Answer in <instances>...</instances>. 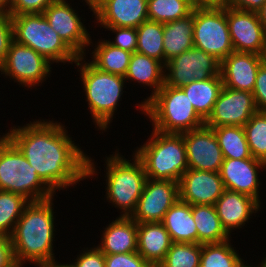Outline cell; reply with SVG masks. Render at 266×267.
Returning a JSON list of instances; mask_svg holds the SVG:
<instances>
[{
  "label": "cell",
  "instance_id": "cell-1",
  "mask_svg": "<svg viewBox=\"0 0 266 267\" xmlns=\"http://www.w3.org/2000/svg\"><path fill=\"white\" fill-rule=\"evenodd\" d=\"M56 194L97 175L94 159L76 145L61 122L36 120L4 134Z\"/></svg>",
  "mask_w": 266,
  "mask_h": 267
},
{
  "label": "cell",
  "instance_id": "cell-2",
  "mask_svg": "<svg viewBox=\"0 0 266 267\" xmlns=\"http://www.w3.org/2000/svg\"><path fill=\"white\" fill-rule=\"evenodd\" d=\"M54 197L30 201L10 236L16 265L29 262L37 267L59 264L54 257Z\"/></svg>",
  "mask_w": 266,
  "mask_h": 267
},
{
  "label": "cell",
  "instance_id": "cell-3",
  "mask_svg": "<svg viewBox=\"0 0 266 267\" xmlns=\"http://www.w3.org/2000/svg\"><path fill=\"white\" fill-rule=\"evenodd\" d=\"M86 56L78 57L75 65L80 72V80L88 102V110L98 130L107 131L127 81L121 75L111 74L96 68Z\"/></svg>",
  "mask_w": 266,
  "mask_h": 267
},
{
  "label": "cell",
  "instance_id": "cell-4",
  "mask_svg": "<svg viewBox=\"0 0 266 267\" xmlns=\"http://www.w3.org/2000/svg\"><path fill=\"white\" fill-rule=\"evenodd\" d=\"M152 130L133 154L142 162L147 178L179 183L189 168L183 135Z\"/></svg>",
  "mask_w": 266,
  "mask_h": 267
},
{
  "label": "cell",
  "instance_id": "cell-5",
  "mask_svg": "<svg viewBox=\"0 0 266 267\" xmlns=\"http://www.w3.org/2000/svg\"><path fill=\"white\" fill-rule=\"evenodd\" d=\"M155 130L182 134L205 125L188 96L178 87L165 84L144 104V113Z\"/></svg>",
  "mask_w": 266,
  "mask_h": 267
},
{
  "label": "cell",
  "instance_id": "cell-6",
  "mask_svg": "<svg viewBox=\"0 0 266 267\" xmlns=\"http://www.w3.org/2000/svg\"><path fill=\"white\" fill-rule=\"evenodd\" d=\"M118 151L105 157L106 200L121 210L122 214L119 216L131 217L136 210L147 176L142 162L134 154L131 161Z\"/></svg>",
  "mask_w": 266,
  "mask_h": 267
},
{
  "label": "cell",
  "instance_id": "cell-7",
  "mask_svg": "<svg viewBox=\"0 0 266 267\" xmlns=\"http://www.w3.org/2000/svg\"><path fill=\"white\" fill-rule=\"evenodd\" d=\"M0 190L21 194L29 201L55 196L34 167L5 135H0Z\"/></svg>",
  "mask_w": 266,
  "mask_h": 267
},
{
  "label": "cell",
  "instance_id": "cell-8",
  "mask_svg": "<svg viewBox=\"0 0 266 267\" xmlns=\"http://www.w3.org/2000/svg\"><path fill=\"white\" fill-rule=\"evenodd\" d=\"M14 40L44 56L49 62L75 63L78 56L50 26L43 13L11 16Z\"/></svg>",
  "mask_w": 266,
  "mask_h": 267
},
{
  "label": "cell",
  "instance_id": "cell-9",
  "mask_svg": "<svg viewBox=\"0 0 266 267\" xmlns=\"http://www.w3.org/2000/svg\"><path fill=\"white\" fill-rule=\"evenodd\" d=\"M194 47L222 62L233 50L226 7L194 8Z\"/></svg>",
  "mask_w": 266,
  "mask_h": 267
},
{
  "label": "cell",
  "instance_id": "cell-10",
  "mask_svg": "<svg viewBox=\"0 0 266 267\" xmlns=\"http://www.w3.org/2000/svg\"><path fill=\"white\" fill-rule=\"evenodd\" d=\"M52 63L32 48L13 40L9 46L7 57L0 67L1 75L7 76L19 85L32 89L44 83L51 74Z\"/></svg>",
  "mask_w": 266,
  "mask_h": 267
},
{
  "label": "cell",
  "instance_id": "cell-11",
  "mask_svg": "<svg viewBox=\"0 0 266 267\" xmlns=\"http://www.w3.org/2000/svg\"><path fill=\"white\" fill-rule=\"evenodd\" d=\"M221 62L205 51L192 47L165 64L164 84L182 87L192 81H203L220 74Z\"/></svg>",
  "mask_w": 266,
  "mask_h": 267
},
{
  "label": "cell",
  "instance_id": "cell-12",
  "mask_svg": "<svg viewBox=\"0 0 266 267\" xmlns=\"http://www.w3.org/2000/svg\"><path fill=\"white\" fill-rule=\"evenodd\" d=\"M43 15L65 44L78 56H86V48L93 44L87 27L76 10L66 0H55ZM86 47V48H85Z\"/></svg>",
  "mask_w": 266,
  "mask_h": 267
},
{
  "label": "cell",
  "instance_id": "cell-13",
  "mask_svg": "<svg viewBox=\"0 0 266 267\" xmlns=\"http://www.w3.org/2000/svg\"><path fill=\"white\" fill-rule=\"evenodd\" d=\"M178 199V182L147 178L131 218L137 223L162 222L166 212Z\"/></svg>",
  "mask_w": 266,
  "mask_h": 267
},
{
  "label": "cell",
  "instance_id": "cell-14",
  "mask_svg": "<svg viewBox=\"0 0 266 267\" xmlns=\"http://www.w3.org/2000/svg\"><path fill=\"white\" fill-rule=\"evenodd\" d=\"M257 111L252 92L223 86L205 125L210 128L228 125L243 127Z\"/></svg>",
  "mask_w": 266,
  "mask_h": 267
},
{
  "label": "cell",
  "instance_id": "cell-15",
  "mask_svg": "<svg viewBox=\"0 0 266 267\" xmlns=\"http://www.w3.org/2000/svg\"><path fill=\"white\" fill-rule=\"evenodd\" d=\"M226 18L234 51L257 55L265 53V28L257 12L226 6Z\"/></svg>",
  "mask_w": 266,
  "mask_h": 267
},
{
  "label": "cell",
  "instance_id": "cell-16",
  "mask_svg": "<svg viewBox=\"0 0 266 267\" xmlns=\"http://www.w3.org/2000/svg\"><path fill=\"white\" fill-rule=\"evenodd\" d=\"M182 135L190 169L220 171L224 158L213 128L203 125Z\"/></svg>",
  "mask_w": 266,
  "mask_h": 267
},
{
  "label": "cell",
  "instance_id": "cell-17",
  "mask_svg": "<svg viewBox=\"0 0 266 267\" xmlns=\"http://www.w3.org/2000/svg\"><path fill=\"white\" fill-rule=\"evenodd\" d=\"M266 170V163L254 157L247 159H224L219 174L224 188L239 192L260 202L259 170Z\"/></svg>",
  "mask_w": 266,
  "mask_h": 267
},
{
  "label": "cell",
  "instance_id": "cell-18",
  "mask_svg": "<svg viewBox=\"0 0 266 267\" xmlns=\"http://www.w3.org/2000/svg\"><path fill=\"white\" fill-rule=\"evenodd\" d=\"M224 190L219 172L188 168L179 181V199L190 205H214Z\"/></svg>",
  "mask_w": 266,
  "mask_h": 267
},
{
  "label": "cell",
  "instance_id": "cell-19",
  "mask_svg": "<svg viewBox=\"0 0 266 267\" xmlns=\"http://www.w3.org/2000/svg\"><path fill=\"white\" fill-rule=\"evenodd\" d=\"M92 15L101 26L137 28L148 20V0H103Z\"/></svg>",
  "mask_w": 266,
  "mask_h": 267
},
{
  "label": "cell",
  "instance_id": "cell-20",
  "mask_svg": "<svg viewBox=\"0 0 266 267\" xmlns=\"http://www.w3.org/2000/svg\"><path fill=\"white\" fill-rule=\"evenodd\" d=\"M263 62V55L233 51L220 65L223 86L253 92L256 75Z\"/></svg>",
  "mask_w": 266,
  "mask_h": 267
},
{
  "label": "cell",
  "instance_id": "cell-21",
  "mask_svg": "<svg viewBox=\"0 0 266 267\" xmlns=\"http://www.w3.org/2000/svg\"><path fill=\"white\" fill-rule=\"evenodd\" d=\"M223 229L231 237L233 230L245 226L252 214L258 213L260 204L252 197L225 189L214 204Z\"/></svg>",
  "mask_w": 266,
  "mask_h": 267
},
{
  "label": "cell",
  "instance_id": "cell-22",
  "mask_svg": "<svg viewBox=\"0 0 266 267\" xmlns=\"http://www.w3.org/2000/svg\"><path fill=\"white\" fill-rule=\"evenodd\" d=\"M172 243L161 222L137 223V252L153 267L165 258Z\"/></svg>",
  "mask_w": 266,
  "mask_h": 267
},
{
  "label": "cell",
  "instance_id": "cell-23",
  "mask_svg": "<svg viewBox=\"0 0 266 267\" xmlns=\"http://www.w3.org/2000/svg\"><path fill=\"white\" fill-rule=\"evenodd\" d=\"M102 231L101 243L97 247L104 254L129 253L137 251V222L131 217H116Z\"/></svg>",
  "mask_w": 266,
  "mask_h": 267
},
{
  "label": "cell",
  "instance_id": "cell-24",
  "mask_svg": "<svg viewBox=\"0 0 266 267\" xmlns=\"http://www.w3.org/2000/svg\"><path fill=\"white\" fill-rule=\"evenodd\" d=\"M164 68L165 66L154 58L138 52L132 53L127 73L124 76L125 80L134 81L143 86L147 85L153 89L149 97L137 104L141 113H144V104L164 85Z\"/></svg>",
  "mask_w": 266,
  "mask_h": 267
},
{
  "label": "cell",
  "instance_id": "cell-25",
  "mask_svg": "<svg viewBox=\"0 0 266 267\" xmlns=\"http://www.w3.org/2000/svg\"><path fill=\"white\" fill-rule=\"evenodd\" d=\"M161 223L169 233L172 242L198 243V232L189 203L178 199L166 212Z\"/></svg>",
  "mask_w": 266,
  "mask_h": 267
},
{
  "label": "cell",
  "instance_id": "cell-26",
  "mask_svg": "<svg viewBox=\"0 0 266 267\" xmlns=\"http://www.w3.org/2000/svg\"><path fill=\"white\" fill-rule=\"evenodd\" d=\"M193 26L194 8L189 15L163 24L164 66L166 62L194 46Z\"/></svg>",
  "mask_w": 266,
  "mask_h": 267
},
{
  "label": "cell",
  "instance_id": "cell-27",
  "mask_svg": "<svg viewBox=\"0 0 266 267\" xmlns=\"http://www.w3.org/2000/svg\"><path fill=\"white\" fill-rule=\"evenodd\" d=\"M188 96L197 114L205 121L223 88L221 75L203 81H192L180 87Z\"/></svg>",
  "mask_w": 266,
  "mask_h": 267
},
{
  "label": "cell",
  "instance_id": "cell-28",
  "mask_svg": "<svg viewBox=\"0 0 266 267\" xmlns=\"http://www.w3.org/2000/svg\"><path fill=\"white\" fill-rule=\"evenodd\" d=\"M191 210L198 232V243H222L232 238L223 229L214 205H191Z\"/></svg>",
  "mask_w": 266,
  "mask_h": 267
},
{
  "label": "cell",
  "instance_id": "cell-29",
  "mask_svg": "<svg viewBox=\"0 0 266 267\" xmlns=\"http://www.w3.org/2000/svg\"><path fill=\"white\" fill-rule=\"evenodd\" d=\"M97 44V45H96ZM92 50V61L96 68L111 74L125 76L128 70L132 53L112 46L107 39L100 40Z\"/></svg>",
  "mask_w": 266,
  "mask_h": 267
},
{
  "label": "cell",
  "instance_id": "cell-30",
  "mask_svg": "<svg viewBox=\"0 0 266 267\" xmlns=\"http://www.w3.org/2000/svg\"><path fill=\"white\" fill-rule=\"evenodd\" d=\"M224 159L252 158L242 126H219L213 128Z\"/></svg>",
  "mask_w": 266,
  "mask_h": 267
},
{
  "label": "cell",
  "instance_id": "cell-31",
  "mask_svg": "<svg viewBox=\"0 0 266 267\" xmlns=\"http://www.w3.org/2000/svg\"><path fill=\"white\" fill-rule=\"evenodd\" d=\"M136 52L154 58L164 65L162 23L148 19L137 27Z\"/></svg>",
  "mask_w": 266,
  "mask_h": 267
},
{
  "label": "cell",
  "instance_id": "cell-32",
  "mask_svg": "<svg viewBox=\"0 0 266 267\" xmlns=\"http://www.w3.org/2000/svg\"><path fill=\"white\" fill-rule=\"evenodd\" d=\"M29 202L21 194L0 190V234L11 236L17 221Z\"/></svg>",
  "mask_w": 266,
  "mask_h": 267
},
{
  "label": "cell",
  "instance_id": "cell-33",
  "mask_svg": "<svg viewBox=\"0 0 266 267\" xmlns=\"http://www.w3.org/2000/svg\"><path fill=\"white\" fill-rule=\"evenodd\" d=\"M230 241L202 244L200 267H237L243 259Z\"/></svg>",
  "mask_w": 266,
  "mask_h": 267
},
{
  "label": "cell",
  "instance_id": "cell-34",
  "mask_svg": "<svg viewBox=\"0 0 266 267\" xmlns=\"http://www.w3.org/2000/svg\"><path fill=\"white\" fill-rule=\"evenodd\" d=\"M192 11L190 0H148V19L162 24L183 18Z\"/></svg>",
  "mask_w": 266,
  "mask_h": 267
},
{
  "label": "cell",
  "instance_id": "cell-35",
  "mask_svg": "<svg viewBox=\"0 0 266 267\" xmlns=\"http://www.w3.org/2000/svg\"><path fill=\"white\" fill-rule=\"evenodd\" d=\"M202 244L173 242L157 267H200Z\"/></svg>",
  "mask_w": 266,
  "mask_h": 267
},
{
  "label": "cell",
  "instance_id": "cell-36",
  "mask_svg": "<svg viewBox=\"0 0 266 267\" xmlns=\"http://www.w3.org/2000/svg\"><path fill=\"white\" fill-rule=\"evenodd\" d=\"M243 128L252 157L266 163V111H257Z\"/></svg>",
  "mask_w": 266,
  "mask_h": 267
},
{
  "label": "cell",
  "instance_id": "cell-37",
  "mask_svg": "<svg viewBox=\"0 0 266 267\" xmlns=\"http://www.w3.org/2000/svg\"><path fill=\"white\" fill-rule=\"evenodd\" d=\"M108 31L116 34L114 40H107L112 46L127 50L131 53L137 50V28L116 27V26H101Z\"/></svg>",
  "mask_w": 266,
  "mask_h": 267
},
{
  "label": "cell",
  "instance_id": "cell-38",
  "mask_svg": "<svg viewBox=\"0 0 266 267\" xmlns=\"http://www.w3.org/2000/svg\"><path fill=\"white\" fill-rule=\"evenodd\" d=\"M105 267H153L137 251L105 254Z\"/></svg>",
  "mask_w": 266,
  "mask_h": 267
},
{
  "label": "cell",
  "instance_id": "cell-39",
  "mask_svg": "<svg viewBox=\"0 0 266 267\" xmlns=\"http://www.w3.org/2000/svg\"><path fill=\"white\" fill-rule=\"evenodd\" d=\"M13 37L12 18L8 12L0 11V67L6 60Z\"/></svg>",
  "mask_w": 266,
  "mask_h": 267
},
{
  "label": "cell",
  "instance_id": "cell-40",
  "mask_svg": "<svg viewBox=\"0 0 266 267\" xmlns=\"http://www.w3.org/2000/svg\"><path fill=\"white\" fill-rule=\"evenodd\" d=\"M82 252L74 260V263L65 265L67 267H105V254L97 246L86 248Z\"/></svg>",
  "mask_w": 266,
  "mask_h": 267
},
{
  "label": "cell",
  "instance_id": "cell-41",
  "mask_svg": "<svg viewBox=\"0 0 266 267\" xmlns=\"http://www.w3.org/2000/svg\"><path fill=\"white\" fill-rule=\"evenodd\" d=\"M54 1L55 0H13L8 13L10 16L43 13Z\"/></svg>",
  "mask_w": 266,
  "mask_h": 267
},
{
  "label": "cell",
  "instance_id": "cell-42",
  "mask_svg": "<svg viewBox=\"0 0 266 267\" xmlns=\"http://www.w3.org/2000/svg\"><path fill=\"white\" fill-rule=\"evenodd\" d=\"M258 111H266V63L258 69L255 86L252 92Z\"/></svg>",
  "mask_w": 266,
  "mask_h": 267
},
{
  "label": "cell",
  "instance_id": "cell-43",
  "mask_svg": "<svg viewBox=\"0 0 266 267\" xmlns=\"http://www.w3.org/2000/svg\"><path fill=\"white\" fill-rule=\"evenodd\" d=\"M0 267H18L14 260L10 237L0 234Z\"/></svg>",
  "mask_w": 266,
  "mask_h": 267
},
{
  "label": "cell",
  "instance_id": "cell-44",
  "mask_svg": "<svg viewBox=\"0 0 266 267\" xmlns=\"http://www.w3.org/2000/svg\"><path fill=\"white\" fill-rule=\"evenodd\" d=\"M266 0H230L229 7L250 12H258Z\"/></svg>",
  "mask_w": 266,
  "mask_h": 267
},
{
  "label": "cell",
  "instance_id": "cell-45",
  "mask_svg": "<svg viewBox=\"0 0 266 267\" xmlns=\"http://www.w3.org/2000/svg\"><path fill=\"white\" fill-rule=\"evenodd\" d=\"M193 8H222L229 5L230 0H190Z\"/></svg>",
  "mask_w": 266,
  "mask_h": 267
},
{
  "label": "cell",
  "instance_id": "cell-46",
  "mask_svg": "<svg viewBox=\"0 0 266 267\" xmlns=\"http://www.w3.org/2000/svg\"><path fill=\"white\" fill-rule=\"evenodd\" d=\"M257 14L263 27L266 29V1L264 2L263 6L258 10Z\"/></svg>",
  "mask_w": 266,
  "mask_h": 267
},
{
  "label": "cell",
  "instance_id": "cell-47",
  "mask_svg": "<svg viewBox=\"0 0 266 267\" xmlns=\"http://www.w3.org/2000/svg\"><path fill=\"white\" fill-rule=\"evenodd\" d=\"M13 0H0V11L8 12Z\"/></svg>",
  "mask_w": 266,
  "mask_h": 267
},
{
  "label": "cell",
  "instance_id": "cell-48",
  "mask_svg": "<svg viewBox=\"0 0 266 267\" xmlns=\"http://www.w3.org/2000/svg\"><path fill=\"white\" fill-rule=\"evenodd\" d=\"M86 5L89 6L90 11L93 10L103 1V0H84Z\"/></svg>",
  "mask_w": 266,
  "mask_h": 267
},
{
  "label": "cell",
  "instance_id": "cell-49",
  "mask_svg": "<svg viewBox=\"0 0 266 267\" xmlns=\"http://www.w3.org/2000/svg\"><path fill=\"white\" fill-rule=\"evenodd\" d=\"M245 260H242L241 263L237 267H253V265H247L248 263L245 264ZM256 267H266V260L263 258L262 262L259 263ZM255 267V266H254Z\"/></svg>",
  "mask_w": 266,
  "mask_h": 267
},
{
  "label": "cell",
  "instance_id": "cell-50",
  "mask_svg": "<svg viewBox=\"0 0 266 267\" xmlns=\"http://www.w3.org/2000/svg\"><path fill=\"white\" fill-rule=\"evenodd\" d=\"M47 267H67L66 265H65V263H59V264H54V265H51V266H47Z\"/></svg>",
  "mask_w": 266,
  "mask_h": 267
},
{
  "label": "cell",
  "instance_id": "cell-51",
  "mask_svg": "<svg viewBox=\"0 0 266 267\" xmlns=\"http://www.w3.org/2000/svg\"><path fill=\"white\" fill-rule=\"evenodd\" d=\"M263 60L266 63V50H265V53L263 54Z\"/></svg>",
  "mask_w": 266,
  "mask_h": 267
},
{
  "label": "cell",
  "instance_id": "cell-52",
  "mask_svg": "<svg viewBox=\"0 0 266 267\" xmlns=\"http://www.w3.org/2000/svg\"><path fill=\"white\" fill-rule=\"evenodd\" d=\"M265 50H266V29H265Z\"/></svg>",
  "mask_w": 266,
  "mask_h": 267
}]
</instances>
